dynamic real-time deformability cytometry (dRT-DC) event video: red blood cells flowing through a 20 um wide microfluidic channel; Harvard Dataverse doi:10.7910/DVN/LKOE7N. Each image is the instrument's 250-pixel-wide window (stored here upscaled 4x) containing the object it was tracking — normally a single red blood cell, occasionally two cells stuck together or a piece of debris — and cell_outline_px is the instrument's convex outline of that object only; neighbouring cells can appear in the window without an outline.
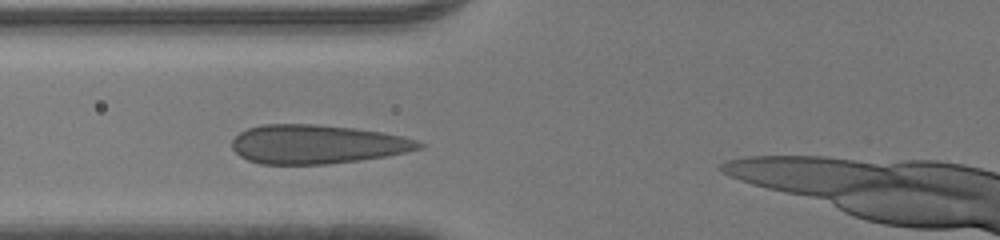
{"species": "human", "species_latin": "Homo sapiens", "temperature_condition": "room temperature", "stored_images_in_passage": 37, "camera_frame_rate_fps": 3000, "um_per_image_px": 0.085, "donor": {"sex": "male"}, "frame": {"image": 1, "passage_image": 13, "time_ms": 4.0, "image_size_px": [1000, 240], "cell_outline_px": [[428, 144], [424, 148], [384, 156], [360, 160], [328, 164], [260, 164], [248, 160], [240, 156], [232, 148], [232, 140], [240, 132], [248, 128], [260, 124], [316, 124], [356, 128], [380, 132], [400, 136], [416, 140]], "centroid_in_image_um": [26.94, 12.26], "position_along_channel_um": 98.9, "area_um2": 42.48}}
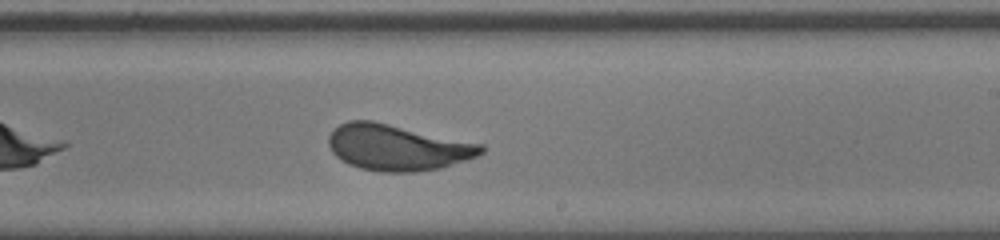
{"frame": {"image": 2, "passage_image": 24, "time_ms": 7.667, "image_size_px": [1000, 240], "cell_outline_px": [[484, 152], [476, 156], [440, 168], [416, 172], [380, 172], [360, 168], [348, 164], [340, 160], [332, 152], [328, 144], [328, 136], [340, 124], [348, 120], [372, 120], [484, 144]], "centroid_in_image_um": [33.76, 12.53], "position_along_channel_um": 255.2, "area_um2": 40.92}}
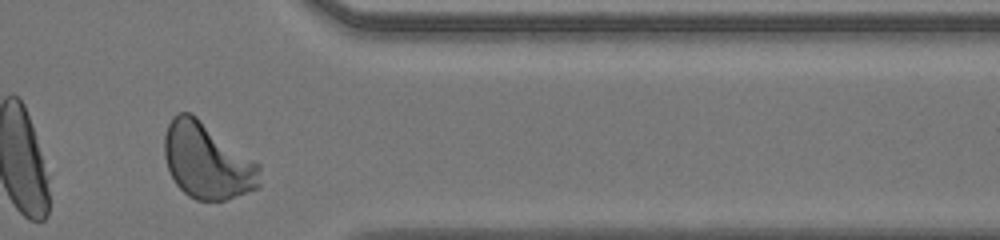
{"frame": {"image": 3, "passage_image": 34, "time_ms": 11.0, "image_size_px": [1000, 240], "cell_outline_px": [[260, 188], [224, 200], [196, 200], [188, 196], [176, 184], [168, 168], [164, 156], [164, 136], [168, 124], [172, 116], [176, 112], [192, 112], [260, 164]], "centroid_in_image_um": [17.6, 13.66], "position_along_channel_um": 393.8, "area_um2": 42.43}}